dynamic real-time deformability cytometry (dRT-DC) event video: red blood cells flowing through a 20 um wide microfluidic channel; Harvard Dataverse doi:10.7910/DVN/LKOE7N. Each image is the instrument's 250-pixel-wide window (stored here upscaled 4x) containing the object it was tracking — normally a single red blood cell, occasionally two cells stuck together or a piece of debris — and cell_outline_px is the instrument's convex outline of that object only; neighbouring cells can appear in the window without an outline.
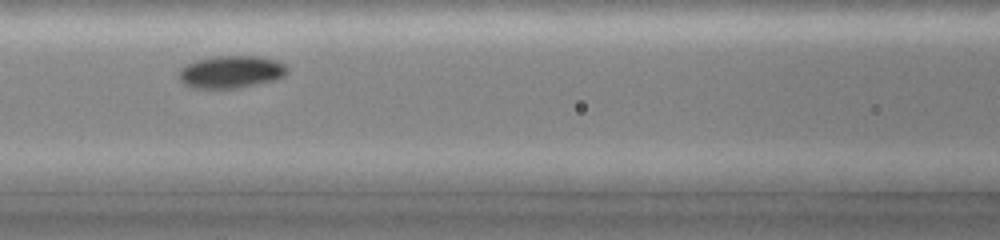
{"species": "common noctule bat (a hibernating species)", "species_latin": "Nyctalus noctula", "temperature_condition": "cold", "stored_images_in_passage": 24, "camera_frame_rate_fps": 3000, "um_per_image_px": 0.085, "animal": {"sex": "female", "body_mass_g": 19.0, "forearm_length_mm": 51.5}, "frame": {"image": 1, "passage_image": 10, "time_ms": 3.0, "image_size_px": [1000, 240], "cell_outline_px": [[288, 72], [284, 76], [276, 80], [236, 88], [192, 88], [184, 84], [180, 80], [180, 68], [196, 60], [216, 56], [256, 56], [276, 60], [284, 64], [288, 68]], "centroid_in_image_um": [19.66, 6.11], "position_along_channel_um": 146.9, "area_um2": 20.4}}
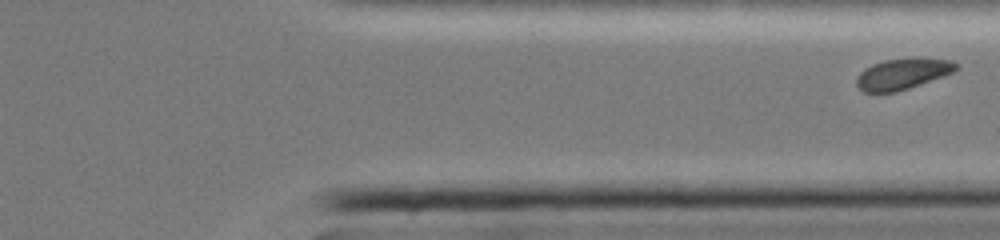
{"frame": {"image": 2, "passage_image": 24, "time_ms": 7.667, "image_size_px": [1000, 240], "cell_outline_px": [[960, 64], [952, 72], [920, 84], [896, 92], [864, 92], [856, 84], [856, 76], [864, 68], [872, 64], [884, 60], [952, 60]], "centroid_in_image_um": [76.64, 6.31], "position_along_channel_um": 334.8, "area_um2": 17.17}}